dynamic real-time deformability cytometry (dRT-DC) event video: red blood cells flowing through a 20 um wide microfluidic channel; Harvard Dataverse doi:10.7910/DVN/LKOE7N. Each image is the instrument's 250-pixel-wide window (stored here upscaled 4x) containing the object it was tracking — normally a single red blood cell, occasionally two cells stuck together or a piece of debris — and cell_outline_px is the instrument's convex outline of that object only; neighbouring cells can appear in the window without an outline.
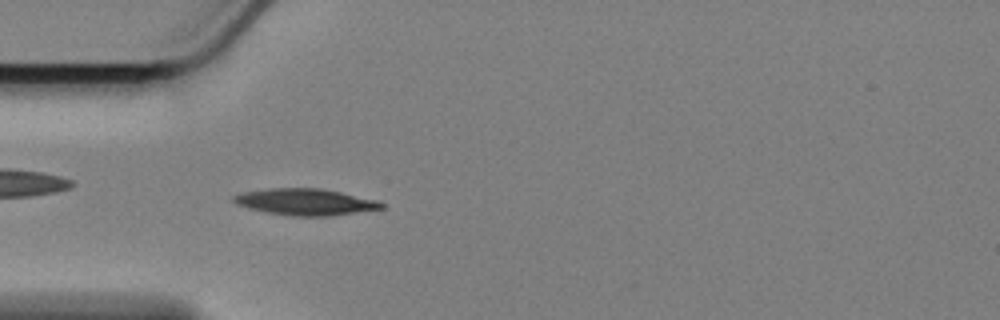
{"species": "Egyptian fruit bat (a non-hibernating species)", "species_latin": "Rousettus aegyptiacus", "temperature_condition": "cold", "stored_images_in_passage": 50, "camera_frame_rate_fps": 3000, "um_per_image_px": 0.085, "animal": {"sex": "female"}, "frame": {"image": 1, "passage_image": 9, "time_ms": 2.667, "image_size_px": [1000, 320], "cell_outline_px": [[384, 208], [332, 216], [292, 216], [268, 212], [248, 208], [236, 204], [232, 200], [232, 196], [240, 192], [268, 188], [320, 188], [340, 192], [376, 200], [384, 204]], "centroid_in_image_um": [25.91, 17.16], "position_along_channel_um": 59.1, "area_um2": 22.83}}
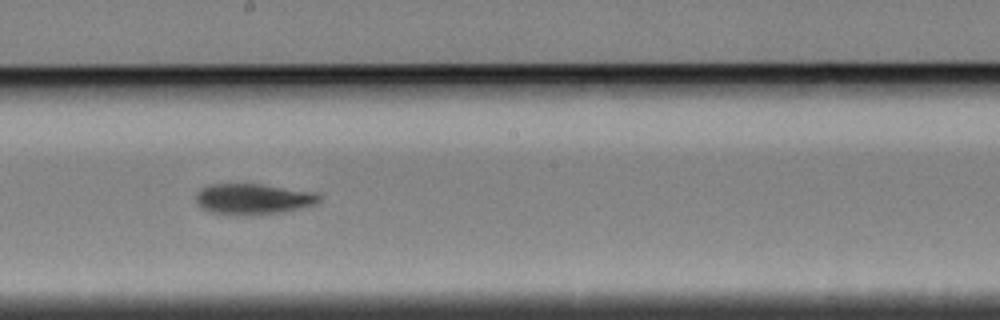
{"frame": {"image": 2, "passage_image": 24, "time_ms": 7.667, "image_size_px": [1000, 320], "cell_outline_px": [[320, 200], [316, 204], [304, 208], [284, 212], [252, 216], [244, 216], [212, 212], [204, 208], [196, 200], [196, 192], [200, 188], [208, 184], [260, 184], [316, 192], [320, 196]], "centroid_in_image_um": [21.55, 16.92], "position_along_channel_um": 226.6, "area_um2": 22.37}}
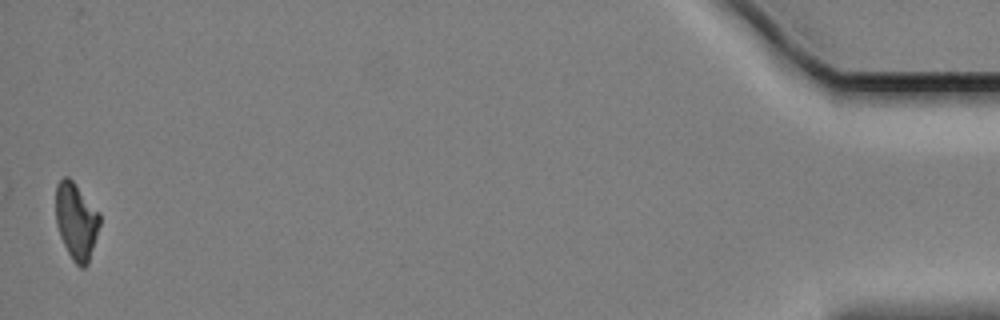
{"frame": {"image": 3, "passage_image": 50, "time_ms": 16.333, "image_size_px": [1000, 320], "cell_outline_px": [[100, 224], [88, 264], [84, 268], [80, 268], [72, 260], [60, 236], [56, 224], [56, 184], [64, 176], [68, 176], [76, 184], [100, 212]], "centroid_in_image_um": [6.48, 18.79], "position_along_channel_um": 428.7, "area_um2": 19.77}, "authors_computed_cell_mechanics": {"area_um2": 21.7328, "velocity_mm_per_s": 3.3872, "shape_relaxation_time_tau1_ms": 2.6409, "shape_relaxation_time_tau2_ms": null, "deformation_change_tau1": 0.1235, "deformation_change_tau2": null}}